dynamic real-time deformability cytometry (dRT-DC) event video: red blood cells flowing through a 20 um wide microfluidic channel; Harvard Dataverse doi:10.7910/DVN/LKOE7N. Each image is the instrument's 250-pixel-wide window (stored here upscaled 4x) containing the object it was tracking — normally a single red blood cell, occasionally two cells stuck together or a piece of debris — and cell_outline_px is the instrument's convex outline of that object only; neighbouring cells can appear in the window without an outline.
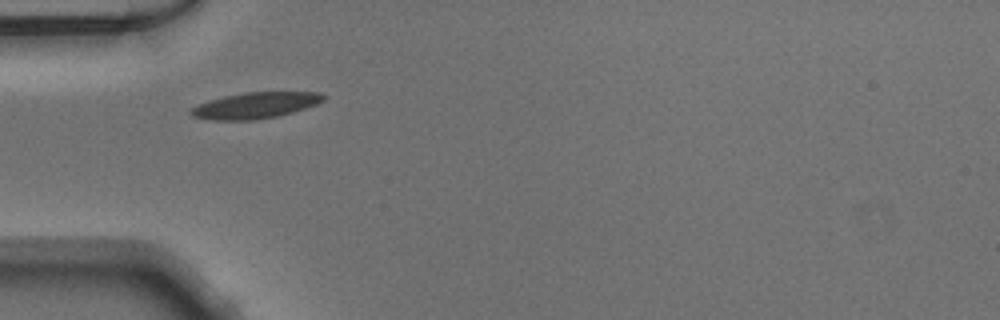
{"species": "Egyptian fruit bat (a non-hibernating species)", "species_latin": "Rousettus aegyptiacus", "temperature_condition": "warm", "stored_images_in_passage": 31, "camera_frame_rate_fps": 3000, "um_per_image_px": 0.085, "animal": {"sex": "male"}, "frame": {"image": 1, "passage_image": 1, "time_ms": 0.0, "image_size_px": [1000, 320], "cell_outline_px": [[328, 96], [324, 100], [316, 104], [292, 112], [276, 116], [252, 120], [212, 120], [192, 116], [188, 112], [192, 108], [200, 104], [224, 96], [244, 92], [320, 92]], "centroid_in_image_um": [21.73, 8.95], "position_along_channel_um": 63.3, "area_um2": 19.94}}
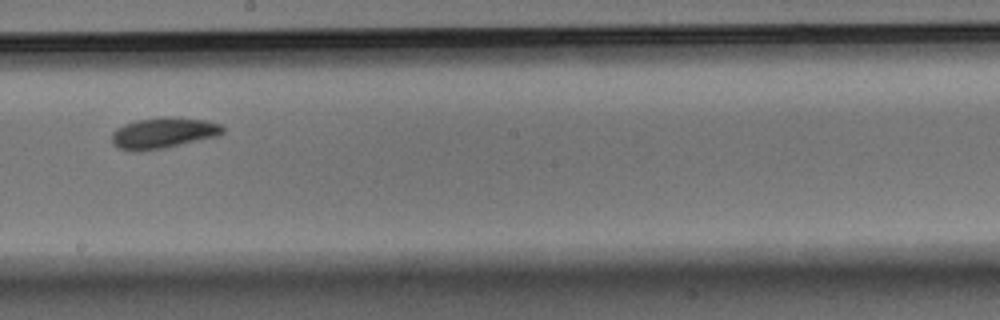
{"frame": {"image": 2, "passage_image": 14, "time_ms": 4.333, "image_size_px": [1000, 320], "cell_outline_px": [[224, 132], [220, 136], [164, 148], [140, 152], [132, 152], [116, 148], [112, 144], [112, 132], [116, 128], [124, 124], [136, 120], [164, 116], [208, 120], [220, 124], [224, 128]], "centroid_in_image_um": [13.86, 11.31], "position_along_channel_um": 234.3, "area_um2": 20.46}}
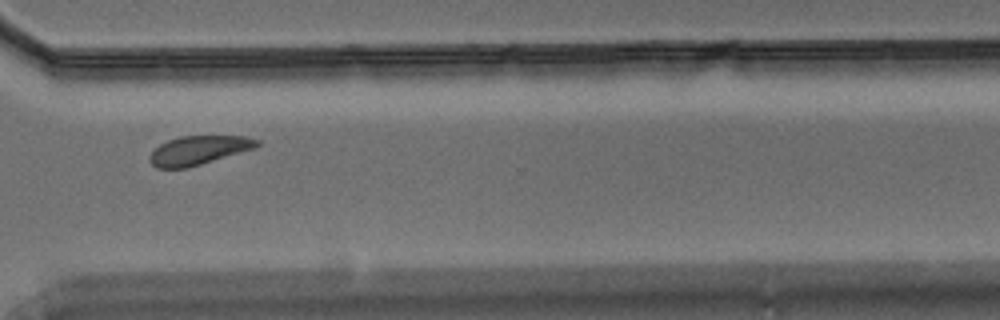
{"frame": {"image": 3, "passage_image": 23, "time_ms": 7.333, "image_size_px": [1000, 320], "cell_outline_px": [[260, 144], [256, 148], [188, 168], [156, 168], [148, 160], [148, 156], [160, 144], [168, 140], [180, 136], [244, 136], [260, 140]], "centroid_in_image_um": [16.89, 12.77], "position_along_channel_um": 353.7, "area_um2": 18.15}}